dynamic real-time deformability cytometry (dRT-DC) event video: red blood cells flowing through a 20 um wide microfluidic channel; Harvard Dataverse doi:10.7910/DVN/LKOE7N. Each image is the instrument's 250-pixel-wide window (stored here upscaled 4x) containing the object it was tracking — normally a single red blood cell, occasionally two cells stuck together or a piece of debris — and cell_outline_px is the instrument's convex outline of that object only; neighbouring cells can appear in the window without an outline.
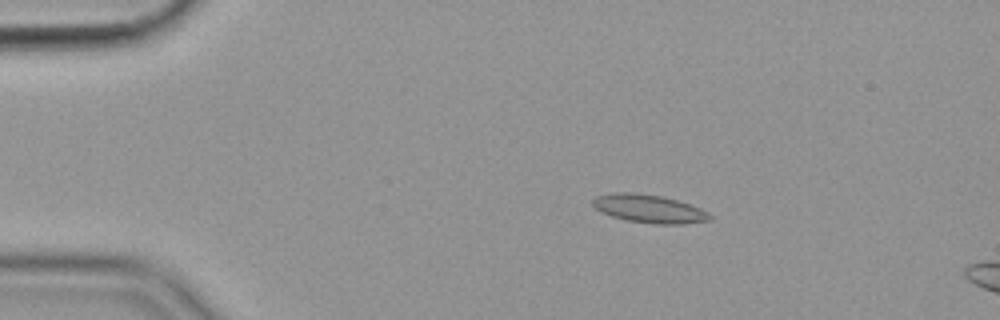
{"species": "common noctule bat (a hibernating species)", "species_latin": "Nyctalus noctula", "temperature_condition": "cold", "stored_images_in_passage": 19, "camera_frame_rate_fps": 3000, "um_per_image_px": 0.085, "animal": {"sex": "female", "body_mass_g": 19.9}, "frame": {"image": 1, "passage_image": 11, "time_ms": 3.333, "image_size_px": [1000, 320], "cell_outline_px": [[712, 220], [684, 224], [656, 224], [624, 220], [600, 212], [592, 204], [592, 200], [596, 196], [612, 192], [632, 192], [664, 196], [700, 208], [708, 212], [712, 216]], "centroid_in_image_um": [55.16, 17.74], "position_along_channel_um": 29.8, "area_um2": 19.42}}